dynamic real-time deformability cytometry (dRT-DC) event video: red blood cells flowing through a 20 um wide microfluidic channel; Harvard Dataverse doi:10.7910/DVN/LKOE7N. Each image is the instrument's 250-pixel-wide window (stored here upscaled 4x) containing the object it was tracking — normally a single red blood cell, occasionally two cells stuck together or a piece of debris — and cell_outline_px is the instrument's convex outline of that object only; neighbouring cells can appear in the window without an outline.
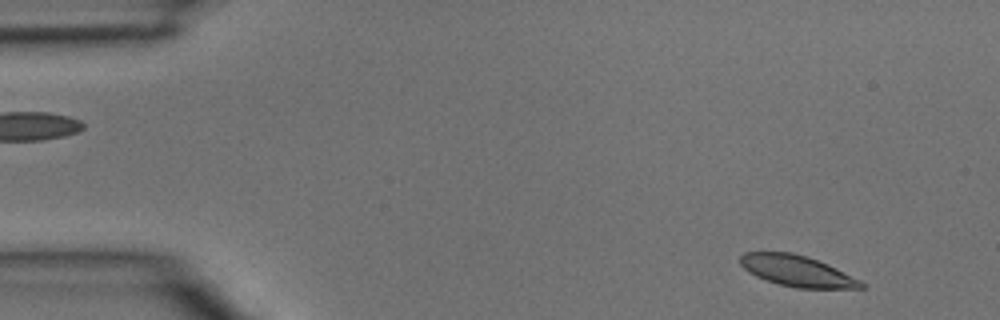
{"species": "common noctule bat (a hibernating species)", "species_latin": "Nyctalus noctula", "temperature_condition": "room temperature", "stored_images_in_passage": 3, "segment_of_instrument_passage": [2, 2], "camera_frame_rate_fps": 3000, "um_per_image_px": 0.085, "animal": {"sex": "male", "body_mass_g": 15.6}, "frame": {"image": 1, "passage_image": 3, "time_ms": 0.667, "image_size_px": [1000, 320], "cell_outline_px": [[868, 284], [864, 288], [796, 288], [780, 284], [756, 276], [748, 272], [740, 264], [740, 256], [744, 252], [792, 252], [808, 256], [828, 264]], "centroid_in_image_um": [67.76, 23.02], "position_along_channel_um": 17.2, "area_um2": 21.85}}